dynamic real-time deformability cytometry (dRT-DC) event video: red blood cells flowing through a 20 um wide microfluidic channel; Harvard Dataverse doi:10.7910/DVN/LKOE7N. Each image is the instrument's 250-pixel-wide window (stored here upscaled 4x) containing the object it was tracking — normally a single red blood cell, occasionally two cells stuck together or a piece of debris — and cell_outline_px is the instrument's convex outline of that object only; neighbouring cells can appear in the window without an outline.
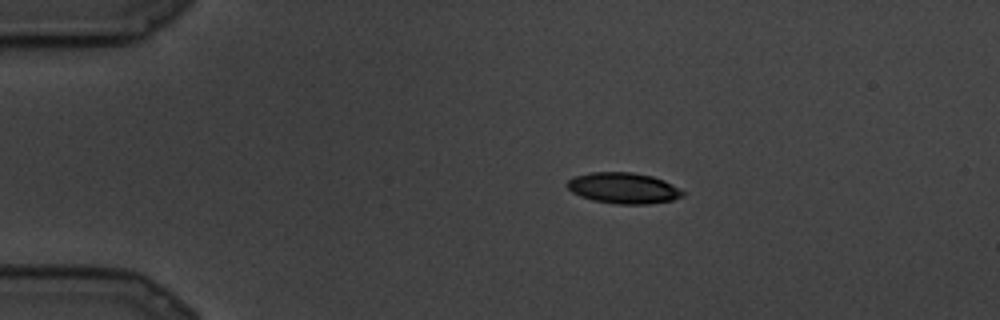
{"species": "common noctule bat (a hibernating species)", "species_latin": "Nyctalus noctula", "temperature_condition": "cold", "stored_images_in_passage": 7, "camera_frame_rate_fps": 3000, "um_per_image_px": 0.085, "animal": {"sex": "male", "body_mass_g": 19.5, "forearm_length_mm": 54.6}, "frame": {"image": 1, "passage_image": 4, "time_ms": 1.0, "image_size_px": [1000, 320], "cell_outline_px": [[684, 196], [672, 200], [648, 204], [616, 204], [592, 200], [580, 196], [572, 192], [568, 188], [568, 180], [576, 176], [592, 172], [632, 172], [652, 176], [664, 180], [684, 192]], "centroid_in_image_um": [53.0, 15.99], "position_along_channel_um": 32.0, "area_um2": 20.69}}